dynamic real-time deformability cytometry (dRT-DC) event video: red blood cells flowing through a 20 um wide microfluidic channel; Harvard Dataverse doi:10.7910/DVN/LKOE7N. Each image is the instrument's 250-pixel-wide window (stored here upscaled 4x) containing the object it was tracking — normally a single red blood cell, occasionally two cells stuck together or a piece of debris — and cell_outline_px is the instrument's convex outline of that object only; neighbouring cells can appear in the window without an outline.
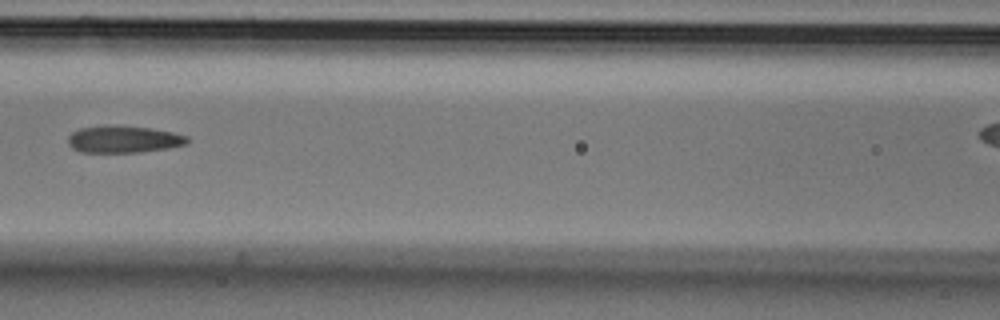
{"species": "Egyptian fruit bat (a non-hibernating species)", "species_latin": "Rousettus aegyptiacus", "temperature_condition": "cold", "stored_images_in_passage": 4, "segment_of_instrument_passage": [1, 2], "camera_frame_rate_fps": 3000, "um_per_image_px": 0.085, "animal": {"sex": "male"}, "frame": {"image": 1, "passage_image": 3, "time_ms": 0.667, "image_size_px": [1000, 320], "cell_outline_px": [[188, 144], [168, 148], [140, 152], [80, 152], [72, 148], [68, 144], [68, 136], [72, 132], [80, 128], [104, 124], [152, 128], [172, 132], [188, 136]], "centroid_in_image_um": [10.49, 11.83], "position_along_channel_um": 156.1, "area_um2": 19.02}}